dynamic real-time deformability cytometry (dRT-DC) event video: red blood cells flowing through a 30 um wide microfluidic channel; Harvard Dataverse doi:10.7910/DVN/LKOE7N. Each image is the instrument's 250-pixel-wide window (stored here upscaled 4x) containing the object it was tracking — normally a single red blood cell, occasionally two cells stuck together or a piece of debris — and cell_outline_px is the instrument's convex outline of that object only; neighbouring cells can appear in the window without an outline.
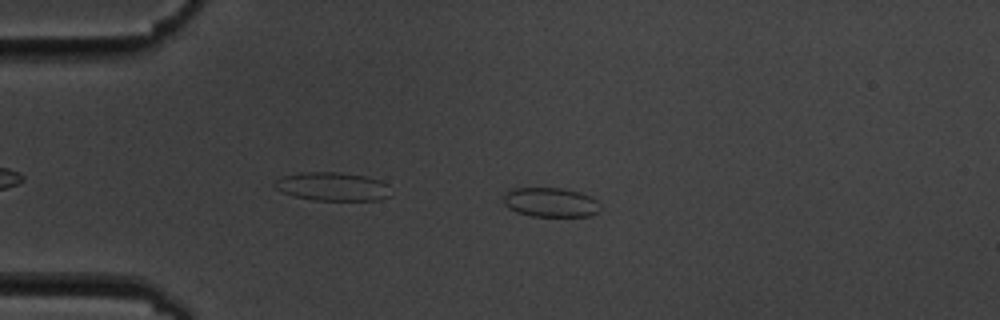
{"species": "common noctule bat (a hibernating species)", "species_latin": "Nyctalus noctula", "temperature_condition": "cold", "stored_images_in_passage": 4, "camera_frame_rate_fps": 3000, "um_per_image_px": 0.085, "animal": {"sex": "male", "body_mass_g": 19.5, "forearm_length_mm": 54.6}, "frame": {"image": 1, "passage_image": 3, "time_ms": 2.333, "image_size_px": [1000, 320], "cell_outline_px": [[600, 212], [592, 216], [532, 216], [516, 212], [508, 208], [504, 204], [504, 192], [512, 188], [560, 188], [580, 192], [592, 196], [600, 204]], "centroid_in_image_um": [46.82, 17.2], "position_along_channel_um": 38.2, "area_um2": 16.82}}